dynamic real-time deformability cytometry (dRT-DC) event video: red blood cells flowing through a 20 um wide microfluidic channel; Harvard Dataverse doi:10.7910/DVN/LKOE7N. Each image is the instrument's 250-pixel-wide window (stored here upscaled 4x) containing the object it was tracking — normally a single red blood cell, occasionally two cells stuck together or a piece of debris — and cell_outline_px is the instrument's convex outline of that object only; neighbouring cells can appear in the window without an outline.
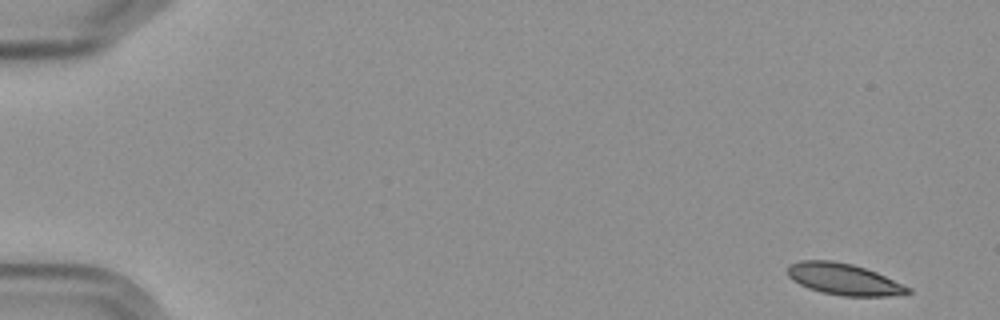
{"species": "Egyptian fruit bat (a non-hibernating species)", "species_latin": "Rousettus aegyptiacus", "temperature_condition": "cold", "stored_images_in_passage": 10, "camera_frame_rate_fps": 3000, "um_per_image_px": 0.085, "frame": {"image": 1, "passage_image": 1, "time_ms": 0.0, "image_size_px": [1000, 320], "cell_outline_px": [[912, 292], [888, 296], [844, 296], [820, 292], [808, 288], [792, 280], [788, 276], [788, 264], [800, 260], [832, 260], [852, 264], [876, 272], [912, 288]], "centroid_in_image_um": [71.7, 23.73], "position_along_channel_um": 13.3, "area_um2": 22.08}}
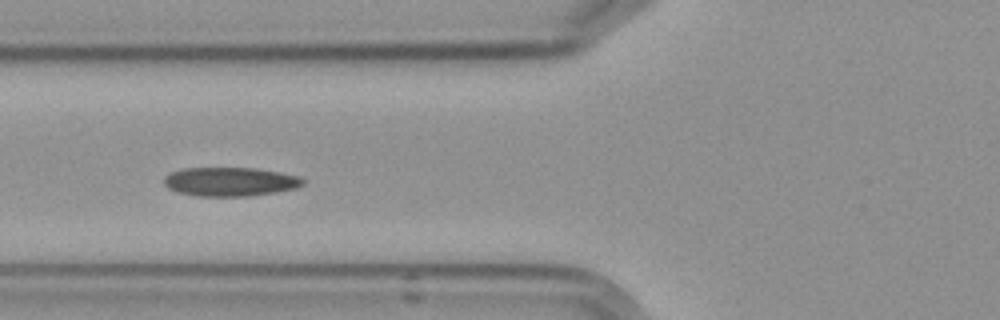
{"frame": {"image": 2, "passage_image": 6, "time_ms": 6.667, "image_size_px": [1000, 320], "cell_outline_px": [[304, 184], [296, 188], [276, 192], [248, 196], [196, 196], [176, 192], [168, 188], [164, 184], [164, 176], [172, 172], [184, 168], [256, 168], [280, 172], [300, 176], [304, 180]], "centroid_in_image_um": [19.56, 15.44], "position_along_channel_um": 106.2, "area_um2": 23.52}}
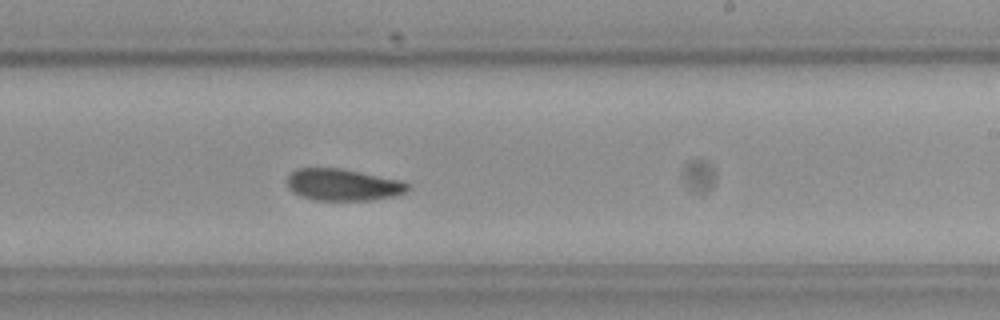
{"frame": {"image": 3, "passage_image": 10, "time_ms": 11.0, "image_size_px": [1000, 320], "cell_outline_px": [[412, 188], [408, 192], [396, 196], [372, 200], [312, 200], [300, 196], [292, 192], [288, 188], [284, 180], [296, 168], [344, 168], [404, 180]], "centroid_in_image_um": [29.19, 15.7], "position_along_channel_um": 259.8, "area_um2": 23.12}}